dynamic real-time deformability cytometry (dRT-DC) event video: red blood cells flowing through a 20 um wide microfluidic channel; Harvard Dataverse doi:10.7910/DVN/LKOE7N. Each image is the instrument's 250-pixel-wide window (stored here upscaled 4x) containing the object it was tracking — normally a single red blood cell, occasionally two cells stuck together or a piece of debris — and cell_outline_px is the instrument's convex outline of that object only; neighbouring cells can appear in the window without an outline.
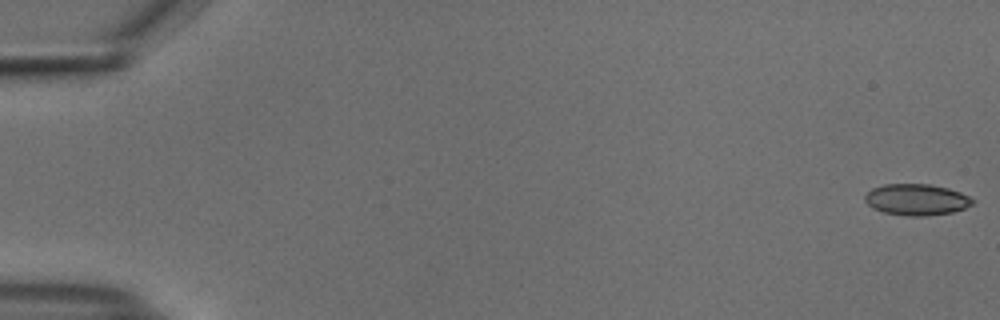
{"species": "common noctule bat (a hibernating species)", "species_latin": "Nyctalus noctula", "temperature_condition": "cold", "stored_images_in_passage": 55, "camera_frame_rate_fps": 3000, "um_per_image_px": 0.085, "animal": {"sex": "male", "body_mass_g": 18.8}, "frame": {"image": 1, "passage_image": 1, "time_ms": 0.0, "image_size_px": [1000, 320], "cell_outline_px": [[976, 200], [972, 204], [964, 208], [952, 212], [924, 216], [908, 216], [884, 212], [872, 208], [864, 200], [864, 196], [872, 188], [884, 184], [928, 184], [948, 188], [960, 192]], "centroid_in_image_um": [77.89, 16.96], "position_along_channel_um": 7.1, "area_um2": 19.59}}
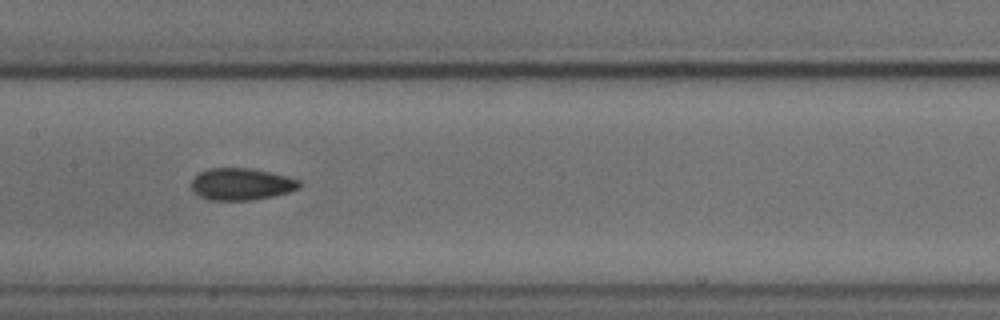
{"frame": {"image": 2, "passage_image": 28, "time_ms": 9.0, "image_size_px": [1000, 320], "cell_outline_px": [[300, 188], [288, 192], [272, 196], [252, 200], [212, 200], [200, 196], [192, 192], [192, 180], [200, 172], [208, 168], [248, 168], [268, 172], [300, 180]], "centroid_in_image_um": [20.49, 15.65], "position_along_channel_um": 186.9, "area_um2": 19.88}}
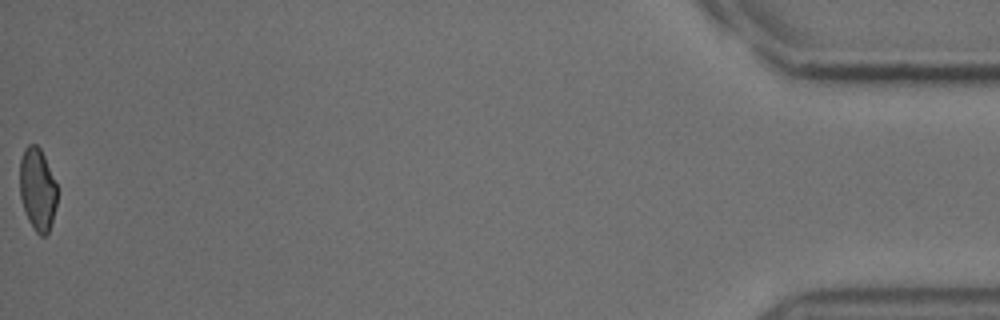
{"frame": {"image": 3, "passage_image": 55, "time_ms": 18.0, "image_size_px": [1000, 320], "cell_outline_px": [[56, 204], [52, 220], [48, 232], [44, 236], [40, 236], [36, 232], [28, 220], [24, 212], [20, 196], [20, 160], [24, 148], [28, 144], [36, 144], [40, 148], [44, 156], [56, 184]], "centroid_in_image_um": [3.16, 16.09], "position_along_channel_um": 432.0, "area_um2": 17.86}, "authors_computed_cell_mechanics": {"area_um2": 19.7098, "velocity_mm_per_s": 3.743, "shape_relaxation_time_tau1_ms": 8.9288, "shape_relaxation_time_tau2_ms": 2.6131, "deformation_change_tau1": 0.1469, "deformation_change_tau2": 0.065}}